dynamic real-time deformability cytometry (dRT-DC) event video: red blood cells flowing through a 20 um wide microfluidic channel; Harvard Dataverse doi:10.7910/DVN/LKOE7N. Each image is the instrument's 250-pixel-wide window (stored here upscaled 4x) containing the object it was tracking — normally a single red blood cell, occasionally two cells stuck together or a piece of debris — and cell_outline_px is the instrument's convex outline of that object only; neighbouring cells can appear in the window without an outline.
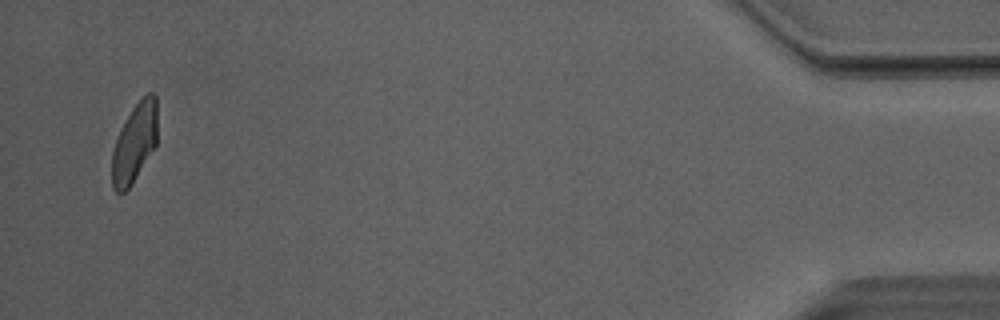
{"species": "Egyptian fruit bat (a non-hibernating species)", "species_latin": "Rousettus aegyptiacus", "temperature_condition": "room temperature", "stored_images_in_passage": 53, "camera_frame_rate_fps": 3000, "um_per_image_px": 0.085, "animal": {"sex": "male"}, "frame": {"image": 1, "passage_image": 53, "time_ms": 17.333, "image_size_px": [1000, 320], "cell_outline_px": [[156, 144], [132, 184], [120, 196], [112, 188], [112, 152], [120, 128], [132, 108], [148, 92], [152, 92], [156, 96]], "centroid_in_image_um": [11.41, 12.18], "position_along_channel_um": 423.8, "area_um2": 20.75}, "authors_computed_cell_mechanics": {"area_um2": 20.9236, "velocity_mm_per_s": 4.0831, "shape_relaxation_time_tau1_ms": 5.022, "shape_relaxation_time_tau2_ms": 2.197, "deformation_change_tau1": 0.171, "deformation_change_tau2": 0.1144}}